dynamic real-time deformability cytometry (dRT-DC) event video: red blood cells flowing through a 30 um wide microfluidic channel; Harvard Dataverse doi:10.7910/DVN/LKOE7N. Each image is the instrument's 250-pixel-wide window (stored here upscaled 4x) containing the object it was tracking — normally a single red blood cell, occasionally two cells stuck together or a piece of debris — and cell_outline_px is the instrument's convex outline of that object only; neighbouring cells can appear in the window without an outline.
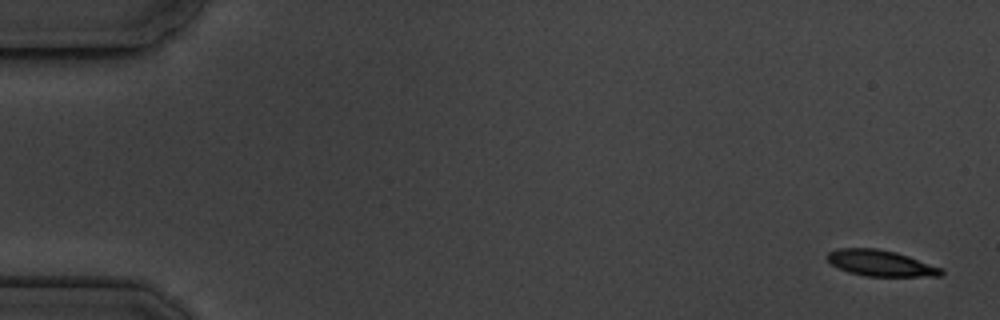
{"species": "common noctule bat (a hibernating species)", "species_latin": "Nyctalus noctula", "temperature_condition": "cold", "stored_images_in_passage": 6, "camera_frame_rate_fps": 3000, "um_per_image_px": 0.085, "animal": {"sex": "male", "body_mass_g": 19.5, "forearm_length_mm": 54.6}, "frame": {"image": 1, "passage_image": 1, "time_ms": 0.0, "image_size_px": [1000, 320], "cell_outline_px": [[944, 272], [940, 276], [864, 276], [848, 272], [832, 264], [824, 256], [828, 252], [836, 248], [876, 248], [896, 252], [944, 268]], "centroid_in_image_um": [74.85, 22.36], "position_along_channel_um": 10.2, "area_um2": 17.4}}
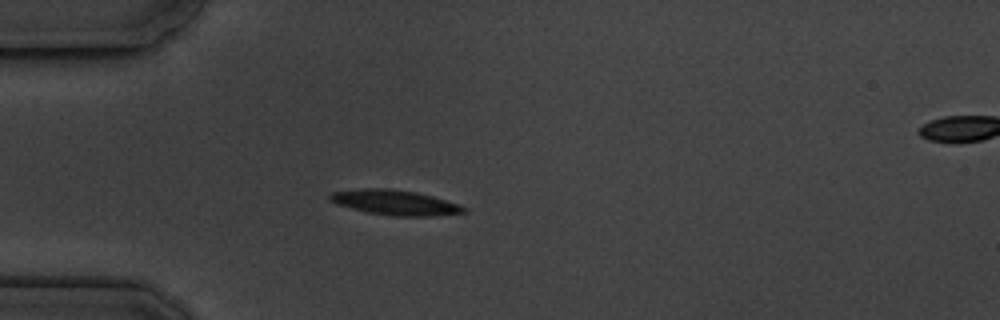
{"frame": {"image": 2, "passage_image": 5, "time_ms": 4.667, "image_size_px": [1000, 320], "cell_outline_px": [[468, 212], [436, 216], [392, 216], [368, 212], [336, 204], [328, 200], [328, 196], [332, 192], [360, 188], [388, 188], [416, 192], [432, 196], [468, 208]], "centroid_in_image_um": [33.56, 17.21], "position_along_channel_um": 51.4, "area_um2": 19.54}}